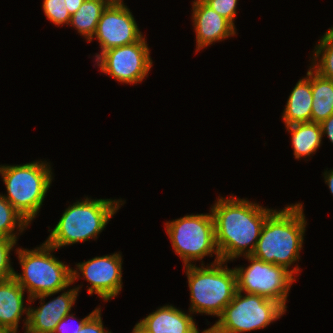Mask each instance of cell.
<instances>
[{
    "instance_id": "cell-1",
    "label": "cell",
    "mask_w": 333,
    "mask_h": 333,
    "mask_svg": "<svg viewBox=\"0 0 333 333\" xmlns=\"http://www.w3.org/2000/svg\"><path fill=\"white\" fill-rule=\"evenodd\" d=\"M246 199L218 197L211 207L221 261L252 255L266 218L274 211Z\"/></svg>"
},
{
    "instance_id": "cell-2",
    "label": "cell",
    "mask_w": 333,
    "mask_h": 333,
    "mask_svg": "<svg viewBox=\"0 0 333 333\" xmlns=\"http://www.w3.org/2000/svg\"><path fill=\"white\" fill-rule=\"evenodd\" d=\"M306 223L301 203L274 210L266 218L252 256L289 270L300 259Z\"/></svg>"
},
{
    "instance_id": "cell-3",
    "label": "cell",
    "mask_w": 333,
    "mask_h": 333,
    "mask_svg": "<svg viewBox=\"0 0 333 333\" xmlns=\"http://www.w3.org/2000/svg\"><path fill=\"white\" fill-rule=\"evenodd\" d=\"M124 202L112 199L84 198L63 212L45 241L56 250L66 245L97 239Z\"/></svg>"
},
{
    "instance_id": "cell-4",
    "label": "cell",
    "mask_w": 333,
    "mask_h": 333,
    "mask_svg": "<svg viewBox=\"0 0 333 333\" xmlns=\"http://www.w3.org/2000/svg\"><path fill=\"white\" fill-rule=\"evenodd\" d=\"M223 263L227 262H213L206 268L203 261L200 267L185 266L191 301L189 312L219 317L232 301L237 291L236 273Z\"/></svg>"
},
{
    "instance_id": "cell-5",
    "label": "cell",
    "mask_w": 333,
    "mask_h": 333,
    "mask_svg": "<svg viewBox=\"0 0 333 333\" xmlns=\"http://www.w3.org/2000/svg\"><path fill=\"white\" fill-rule=\"evenodd\" d=\"M50 163L33 161L20 165H0L7 189L3 197L30 224L39 213L53 177Z\"/></svg>"
},
{
    "instance_id": "cell-6",
    "label": "cell",
    "mask_w": 333,
    "mask_h": 333,
    "mask_svg": "<svg viewBox=\"0 0 333 333\" xmlns=\"http://www.w3.org/2000/svg\"><path fill=\"white\" fill-rule=\"evenodd\" d=\"M56 249L46 242L33 250L16 248L22 273H14L18 284L28 291V300L41 294L64 291L72 284V267L57 260Z\"/></svg>"
},
{
    "instance_id": "cell-7",
    "label": "cell",
    "mask_w": 333,
    "mask_h": 333,
    "mask_svg": "<svg viewBox=\"0 0 333 333\" xmlns=\"http://www.w3.org/2000/svg\"><path fill=\"white\" fill-rule=\"evenodd\" d=\"M236 291L208 333H243L263 329L285 314L280 303L256 294ZM245 295V296H244Z\"/></svg>"
},
{
    "instance_id": "cell-8",
    "label": "cell",
    "mask_w": 333,
    "mask_h": 333,
    "mask_svg": "<svg viewBox=\"0 0 333 333\" xmlns=\"http://www.w3.org/2000/svg\"><path fill=\"white\" fill-rule=\"evenodd\" d=\"M165 226L172 247L184 266L193 264L195 260H203L206 256L213 257L214 253V263L221 261L212 212L186 215L166 222Z\"/></svg>"
},
{
    "instance_id": "cell-9",
    "label": "cell",
    "mask_w": 333,
    "mask_h": 333,
    "mask_svg": "<svg viewBox=\"0 0 333 333\" xmlns=\"http://www.w3.org/2000/svg\"><path fill=\"white\" fill-rule=\"evenodd\" d=\"M250 265L235 267L237 291L256 294L280 303L285 309L292 283L300 271L299 266L291 270L283 266L267 263L252 255L244 256Z\"/></svg>"
},
{
    "instance_id": "cell-10",
    "label": "cell",
    "mask_w": 333,
    "mask_h": 333,
    "mask_svg": "<svg viewBox=\"0 0 333 333\" xmlns=\"http://www.w3.org/2000/svg\"><path fill=\"white\" fill-rule=\"evenodd\" d=\"M147 41L142 37L138 42L104 51L95 61L101 73L125 84H137L148 76L152 68Z\"/></svg>"
},
{
    "instance_id": "cell-11",
    "label": "cell",
    "mask_w": 333,
    "mask_h": 333,
    "mask_svg": "<svg viewBox=\"0 0 333 333\" xmlns=\"http://www.w3.org/2000/svg\"><path fill=\"white\" fill-rule=\"evenodd\" d=\"M122 257L120 253L97 256L76 264L72 269V284L80 274L91 284L88 294H97L104 301L116 297L122 289ZM80 271V273H79Z\"/></svg>"
},
{
    "instance_id": "cell-12",
    "label": "cell",
    "mask_w": 333,
    "mask_h": 333,
    "mask_svg": "<svg viewBox=\"0 0 333 333\" xmlns=\"http://www.w3.org/2000/svg\"><path fill=\"white\" fill-rule=\"evenodd\" d=\"M96 36V37H95ZM143 37L130 9L124 3H110L98 21L97 30L90 40L96 38L100 54L109 49L138 42Z\"/></svg>"
},
{
    "instance_id": "cell-13",
    "label": "cell",
    "mask_w": 333,
    "mask_h": 333,
    "mask_svg": "<svg viewBox=\"0 0 333 333\" xmlns=\"http://www.w3.org/2000/svg\"><path fill=\"white\" fill-rule=\"evenodd\" d=\"M78 287L64 291L58 297L44 303L45 298L56 294V292L41 294L29 299L28 303L40 299V306L31 308L29 306L28 322L25 333H53L55 327L67 314L71 312L78 296Z\"/></svg>"
},
{
    "instance_id": "cell-14",
    "label": "cell",
    "mask_w": 333,
    "mask_h": 333,
    "mask_svg": "<svg viewBox=\"0 0 333 333\" xmlns=\"http://www.w3.org/2000/svg\"><path fill=\"white\" fill-rule=\"evenodd\" d=\"M192 6L196 52L236 34L235 27L203 0H194Z\"/></svg>"
},
{
    "instance_id": "cell-15",
    "label": "cell",
    "mask_w": 333,
    "mask_h": 333,
    "mask_svg": "<svg viewBox=\"0 0 333 333\" xmlns=\"http://www.w3.org/2000/svg\"><path fill=\"white\" fill-rule=\"evenodd\" d=\"M136 324L146 333H200L192 313L186 314L174 305L162 306Z\"/></svg>"
},
{
    "instance_id": "cell-16",
    "label": "cell",
    "mask_w": 333,
    "mask_h": 333,
    "mask_svg": "<svg viewBox=\"0 0 333 333\" xmlns=\"http://www.w3.org/2000/svg\"><path fill=\"white\" fill-rule=\"evenodd\" d=\"M24 292L14 277L0 280V326L8 333L18 332L23 313L27 317L23 325L26 329L29 307L24 305Z\"/></svg>"
},
{
    "instance_id": "cell-17",
    "label": "cell",
    "mask_w": 333,
    "mask_h": 333,
    "mask_svg": "<svg viewBox=\"0 0 333 333\" xmlns=\"http://www.w3.org/2000/svg\"><path fill=\"white\" fill-rule=\"evenodd\" d=\"M306 78L300 79L291 91L283 111L285 126L296 123H309L312 116L311 67Z\"/></svg>"
},
{
    "instance_id": "cell-18",
    "label": "cell",
    "mask_w": 333,
    "mask_h": 333,
    "mask_svg": "<svg viewBox=\"0 0 333 333\" xmlns=\"http://www.w3.org/2000/svg\"><path fill=\"white\" fill-rule=\"evenodd\" d=\"M286 129L291 134L296 159L310 157L321 145L323 135L319 123H296L286 126Z\"/></svg>"
},
{
    "instance_id": "cell-19",
    "label": "cell",
    "mask_w": 333,
    "mask_h": 333,
    "mask_svg": "<svg viewBox=\"0 0 333 333\" xmlns=\"http://www.w3.org/2000/svg\"><path fill=\"white\" fill-rule=\"evenodd\" d=\"M311 122L321 123L333 114V80L323 78L311 68Z\"/></svg>"
},
{
    "instance_id": "cell-20",
    "label": "cell",
    "mask_w": 333,
    "mask_h": 333,
    "mask_svg": "<svg viewBox=\"0 0 333 333\" xmlns=\"http://www.w3.org/2000/svg\"><path fill=\"white\" fill-rule=\"evenodd\" d=\"M109 4L108 0H85L71 15L69 25L89 42L96 33L100 16Z\"/></svg>"
},
{
    "instance_id": "cell-21",
    "label": "cell",
    "mask_w": 333,
    "mask_h": 333,
    "mask_svg": "<svg viewBox=\"0 0 333 333\" xmlns=\"http://www.w3.org/2000/svg\"><path fill=\"white\" fill-rule=\"evenodd\" d=\"M313 52L310 67L323 78L333 80V27L322 36Z\"/></svg>"
},
{
    "instance_id": "cell-22",
    "label": "cell",
    "mask_w": 333,
    "mask_h": 333,
    "mask_svg": "<svg viewBox=\"0 0 333 333\" xmlns=\"http://www.w3.org/2000/svg\"><path fill=\"white\" fill-rule=\"evenodd\" d=\"M29 226L22 215L0 194V237L17 240L19 233H14L17 228L20 233Z\"/></svg>"
},
{
    "instance_id": "cell-23",
    "label": "cell",
    "mask_w": 333,
    "mask_h": 333,
    "mask_svg": "<svg viewBox=\"0 0 333 333\" xmlns=\"http://www.w3.org/2000/svg\"><path fill=\"white\" fill-rule=\"evenodd\" d=\"M42 7L45 16L53 24L69 25L71 15L66 8V0H43Z\"/></svg>"
},
{
    "instance_id": "cell-24",
    "label": "cell",
    "mask_w": 333,
    "mask_h": 333,
    "mask_svg": "<svg viewBox=\"0 0 333 333\" xmlns=\"http://www.w3.org/2000/svg\"><path fill=\"white\" fill-rule=\"evenodd\" d=\"M17 240L7 237H0V280L14 277L15 270L11 266L10 251L13 250Z\"/></svg>"
},
{
    "instance_id": "cell-25",
    "label": "cell",
    "mask_w": 333,
    "mask_h": 333,
    "mask_svg": "<svg viewBox=\"0 0 333 333\" xmlns=\"http://www.w3.org/2000/svg\"><path fill=\"white\" fill-rule=\"evenodd\" d=\"M208 6H210L219 15L227 19L234 27V19L237 14V2L238 0H203Z\"/></svg>"
},
{
    "instance_id": "cell-26",
    "label": "cell",
    "mask_w": 333,
    "mask_h": 333,
    "mask_svg": "<svg viewBox=\"0 0 333 333\" xmlns=\"http://www.w3.org/2000/svg\"><path fill=\"white\" fill-rule=\"evenodd\" d=\"M100 307L96 308L95 310H93L88 316H86L85 318L81 319V321H78V319L75 318V316H73V313H69L67 314L61 321H59V323L57 324V326L55 327L53 333H77L84 325V323L99 309ZM69 319L71 320H77V324L74 325L76 327H72L70 326V324H68ZM70 326V327H69ZM72 327V328H71Z\"/></svg>"
},
{
    "instance_id": "cell-27",
    "label": "cell",
    "mask_w": 333,
    "mask_h": 333,
    "mask_svg": "<svg viewBox=\"0 0 333 333\" xmlns=\"http://www.w3.org/2000/svg\"><path fill=\"white\" fill-rule=\"evenodd\" d=\"M77 333H112L108 330L105 331L102 317L101 308H99L83 325Z\"/></svg>"
},
{
    "instance_id": "cell-28",
    "label": "cell",
    "mask_w": 333,
    "mask_h": 333,
    "mask_svg": "<svg viewBox=\"0 0 333 333\" xmlns=\"http://www.w3.org/2000/svg\"><path fill=\"white\" fill-rule=\"evenodd\" d=\"M322 135H327L329 140L333 143V114L326 120L320 123Z\"/></svg>"
},
{
    "instance_id": "cell-29",
    "label": "cell",
    "mask_w": 333,
    "mask_h": 333,
    "mask_svg": "<svg viewBox=\"0 0 333 333\" xmlns=\"http://www.w3.org/2000/svg\"><path fill=\"white\" fill-rule=\"evenodd\" d=\"M85 0H66V4H67V10L70 13V15H73L78 9L79 7L82 5V3Z\"/></svg>"
},
{
    "instance_id": "cell-30",
    "label": "cell",
    "mask_w": 333,
    "mask_h": 333,
    "mask_svg": "<svg viewBox=\"0 0 333 333\" xmlns=\"http://www.w3.org/2000/svg\"><path fill=\"white\" fill-rule=\"evenodd\" d=\"M325 183L328 185L331 194L333 195V169L324 172Z\"/></svg>"
},
{
    "instance_id": "cell-31",
    "label": "cell",
    "mask_w": 333,
    "mask_h": 333,
    "mask_svg": "<svg viewBox=\"0 0 333 333\" xmlns=\"http://www.w3.org/2000/svg\"><path fill=\"white\" fill-rule=\"evenodd\" d=\"M132 333H146V332L136 324L135 327L133 328Z\"/></svg>"
},
{
    "instance_id": "cell-32",
    "label": "cell",
    "mask_w": 333,
    "mask_h": 333,
    "mask_svg": "<svg viewBox=\"0 0 333 333\" xmlns=\"http://www.w3.org/2000/svg\"><path fill=\"white\" fill-rule=\"evenodd\" d=\"M110 3H124L123 0H108Z\"/></svg>"
},
{
    "instance_id": "cell-33",
    "label": "cell",
    "mask_w": 333,
    "mask_h": 333,
    "mask_svg": "<svg viewBox=\"0 0 333 333\" xmlns=\"http://www.w3.org/2000/svg\"><path fill=\"white\" fill-rule=\"evenodd\" d=\"M0 333H7V332L0 326Z\"/></svg>"
}]
</instances>
